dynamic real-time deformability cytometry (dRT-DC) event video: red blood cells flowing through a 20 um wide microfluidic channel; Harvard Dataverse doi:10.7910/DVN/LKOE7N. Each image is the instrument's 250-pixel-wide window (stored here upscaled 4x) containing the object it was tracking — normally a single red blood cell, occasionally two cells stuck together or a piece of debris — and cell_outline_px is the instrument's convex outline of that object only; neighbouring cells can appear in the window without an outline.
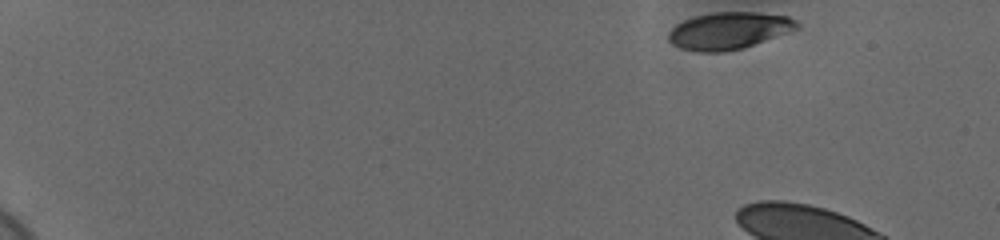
{"species": "human", "species_latin": "Homo sapiens", "temperature_condition": "cold", "stored_images_in_passage": 5, "camera_frame_rate_fps": 3000, "um_per_image_px": 0.085, "donor": {"sex": "female"}, "frame": {"image": 1, "passage_image": 1, "time_ms": 0.0, "image_size_px": [1000, 240], "cell_outline_px": [[800, 24], [796, 28], [744, 48], [724, 52], [700, 52], [680, 48], [672, 44], [668, 40], [668, 32], [676, 24], [684, 20], [696, 16], [716, 12], [756, 12], [788, 16], [796, 20]], "centroid_in_image_um": [61.91, 2.61], "position_along_channel_um": 23.1, "area_um2": 27.51}}